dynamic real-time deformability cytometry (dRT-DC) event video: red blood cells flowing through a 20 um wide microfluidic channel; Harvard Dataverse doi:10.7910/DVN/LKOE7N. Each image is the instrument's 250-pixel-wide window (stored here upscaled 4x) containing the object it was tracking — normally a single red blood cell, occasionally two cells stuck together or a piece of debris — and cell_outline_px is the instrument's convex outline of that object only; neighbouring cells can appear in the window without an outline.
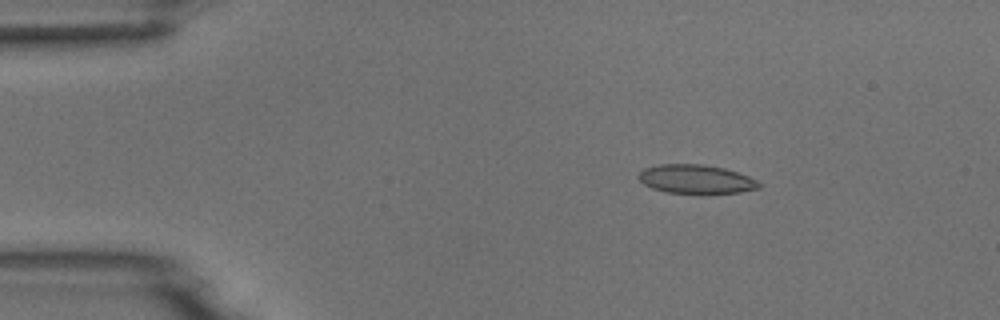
{"species": "common noctule bat (a hibernating species)", "species_latin": "Nyctalus noctula", "temperature_condition": "room temperature", "stored_images_in_passage": 5, "camera_frame_rate_fps": 3000, "um_per_image_px": 0.085, "animal": {"sex": "male", "body_mass_g": 18.8}, "frame": {"image": 1, "passage_image": 3, "time_ms": 0.667, "image_size_px": [1000, 320], "cell_outline_px": [[760, 188], [740, 192], [700, 196], [668, 192], [652, 188], [644, 184], [640, 180], [640, 172], [644, 168], [660, 164], [700, 164], [724, 168], [748, 176], [756, 180], [760, 184]], "centroid_in_image_um": [59.19, 15.27], "position_along_channel_um": 25.8, "area_um2": 20.69}}
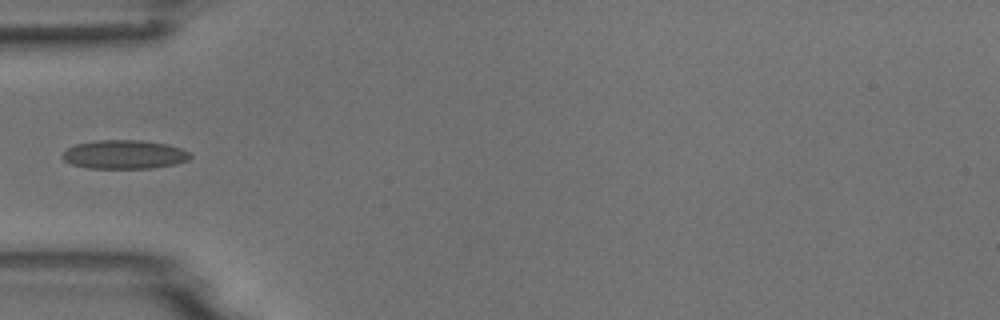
{"frame": {"image": 2, "passage_image": 5, "time_ms": 1.333, "image_size_px": [1000, 320], "cell_outline_px": [[192, 156], [188, 160], [176, 164], [152, 168], [88, 168], [72, 164], [64, 160], [60, 156], [68, 148], [76, 144], [96, 140], [144, 140], [168, 144], [192, 152]], "centroid_in_image_um": [10.6, 13.12], "position_along_channel_um": 74.4, "area_um2": 21.62}}